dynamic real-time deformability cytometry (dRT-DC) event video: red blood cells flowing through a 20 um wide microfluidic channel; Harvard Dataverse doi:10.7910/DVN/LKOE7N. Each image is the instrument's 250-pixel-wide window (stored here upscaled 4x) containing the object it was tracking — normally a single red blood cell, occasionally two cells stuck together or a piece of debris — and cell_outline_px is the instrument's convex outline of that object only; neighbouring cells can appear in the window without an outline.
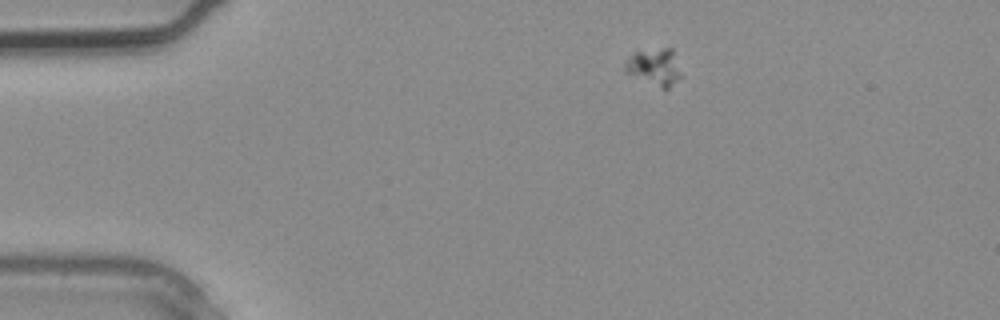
{"species": "common noctule bat (a hibernating species)", "species_latin": "Nyctalus noctula", "temperature_condition": "warm", "stored_images_in_passage": 1, "camera_frame_rate_fps": 3000, "um_per_image_px": 0.085, "animal": {"sex": "male", "body_mass_g": 20.4}, "frame": {"image": 1, "passage_image": 1, "time_ms": 0.0, "image_size_px": [1000, 320], "cell_outline_px": [[684, 76], [664, 92], [628, 72], [624, 68], [624, 64], [628, 56], [636, 52], [664, 48], [672, 48]], "centroid_in_image_um": [55.71, 5.74], "position_along_channel_um": 29.3, "area_um2": 12.37}}